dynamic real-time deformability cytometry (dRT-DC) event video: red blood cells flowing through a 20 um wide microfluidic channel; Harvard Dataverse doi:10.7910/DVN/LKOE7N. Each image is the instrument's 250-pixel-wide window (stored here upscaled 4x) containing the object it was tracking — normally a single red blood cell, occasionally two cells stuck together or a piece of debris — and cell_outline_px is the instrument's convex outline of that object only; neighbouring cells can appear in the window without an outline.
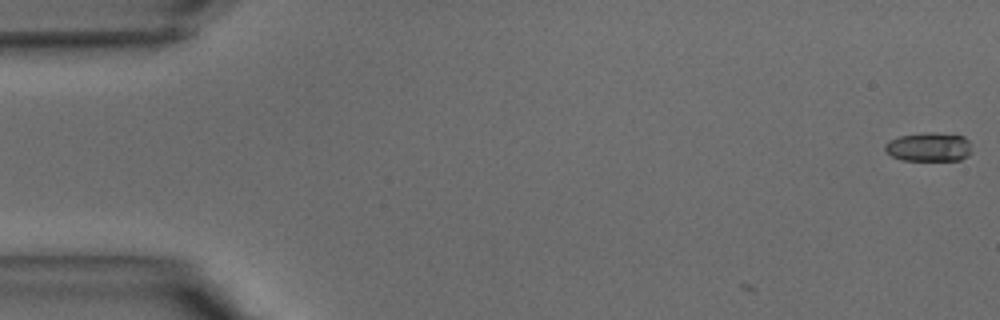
{"species": "common noctule bat (a hibernating species)", "species_latin": "Nyctalus noctula", "temperature_condition": "warm", "stored_images_in_passage": 2, "camera_frame_rate_fps": 3000, "um_per_image_px": 0.085, "animal": {"sex": "male", "body_mass_g": 15.6}, "frame": {"image": 1, "passage_image": 2, "time_ms": 0.333, "image_size_px": [1000, 320], "cell_outline_px": [[972, 152], [968, 156], [960, 160], [904, 160], [892, 156], [884, 152], [884, 144], [900, 136], [928, 132], [936, 132], [964, 136], [968, 140]], "centroid_in_image_um": [78.97, 12.49], "position_along_channel_um": 6.0, "area_um2": 14.68}}